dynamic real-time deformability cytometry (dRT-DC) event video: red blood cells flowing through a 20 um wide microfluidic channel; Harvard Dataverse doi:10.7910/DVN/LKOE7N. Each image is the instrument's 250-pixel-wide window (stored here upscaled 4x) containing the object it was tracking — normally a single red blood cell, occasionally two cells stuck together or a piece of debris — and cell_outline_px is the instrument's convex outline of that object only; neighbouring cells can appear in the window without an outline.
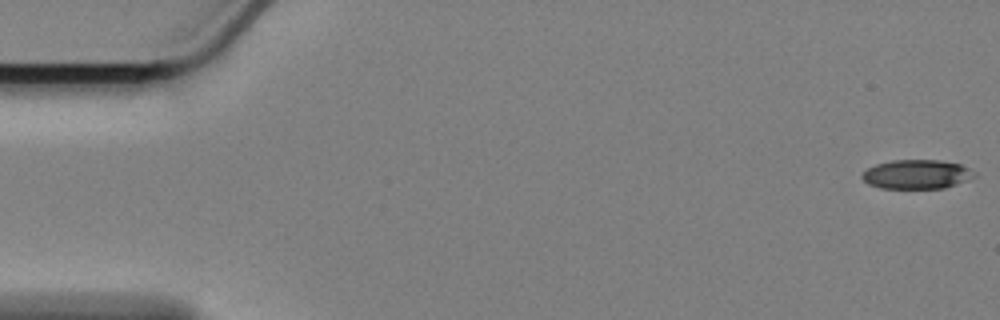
{"species": "Egyptian fruit bat (a non-hibernating species)", "species_latin": "Rousettus aegyptiacus", "temperature_condition": "cold", "stored_images_in_passage": 54, "camera_frame_rate_fps": 3000, "um_per_image_px": 0.085, "animal": {"sex": "female"}, "frame": {"image": 1, "passage_image": 1, "time_ms": 0.0, "image_size_px": [1000, 320], "cell_outline_px": [[976, 176], [944, 188], [880, 188], [868, 184], [860, 176], [868, 168], [876, 164], [892, 160], [940, 160], [960, 164], [976, 172]], "centroid_in_image_um": [77.91, 14.81], "position_along_channel_um": 7.1, "area_um2": 18.96}}
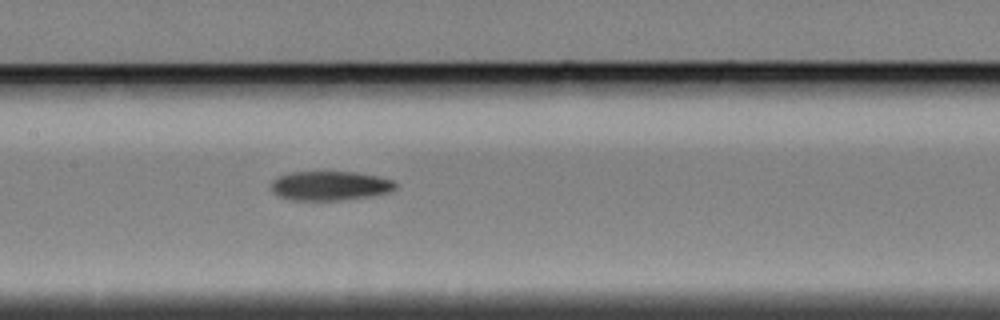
{"frame": {"image": 2, "passage_image": 28, "time_ms": 9.0, "image_size_px": [1000, 320], "cell_outline_px": [[396, 188], [388, 192], [368, 196], [340, 200], [292, 200], [276, 196], [272, 192], [272, 180], [280, 176], [292, 172], [352, 172], [376, 176], [392, 180], [396, 184]], "centroid_in_image_um": [28.0, 15.79], "position_along_channel_um": 179.4, "area_um2": 20.98}}
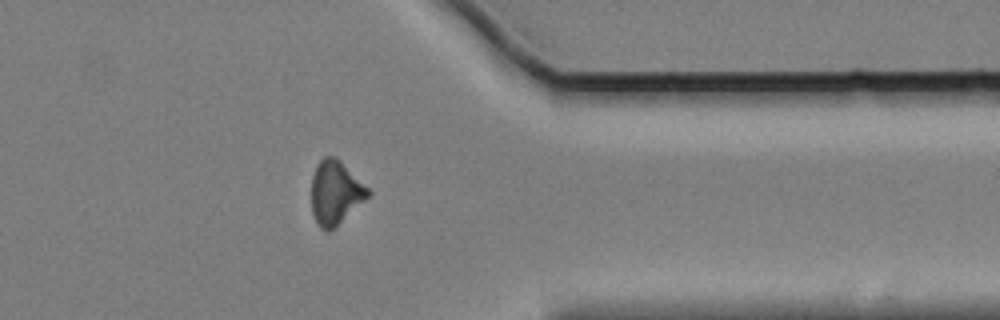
{"frame": {"image": 3, "passage_image": 47, "time_ms": 15.333, "image_size_px": [1000, 320], "cell_outline_px": [[372, 192], [364, 200], [328, 232], [324, 232], [316, 224], [312, 212], [312, 176], [316, 164], [324, 156], [336, 156]], "centroid_in_image_um": [28.47, 16.35], "position_along_channel_um": 382.9, "area_um2": 20.75}}